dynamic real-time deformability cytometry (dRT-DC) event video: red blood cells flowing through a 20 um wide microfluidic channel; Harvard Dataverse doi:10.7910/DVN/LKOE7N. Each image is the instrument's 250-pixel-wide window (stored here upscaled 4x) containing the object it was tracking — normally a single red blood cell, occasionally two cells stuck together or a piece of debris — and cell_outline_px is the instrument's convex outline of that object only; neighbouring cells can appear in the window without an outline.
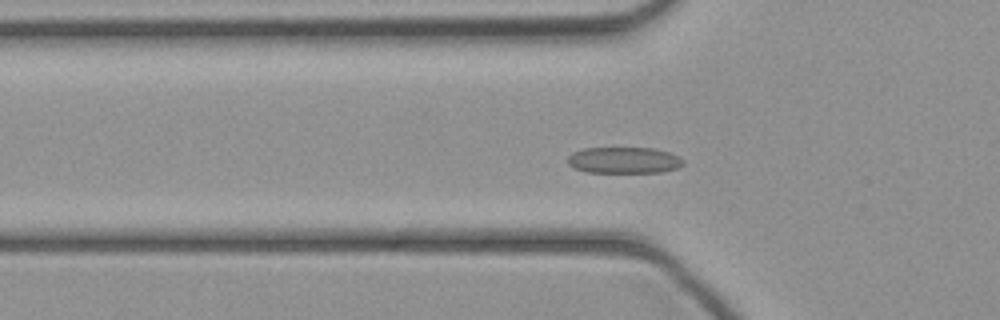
{"species": "common noctule bat (a hibernating species)", "species_latin": "Nyctalus noctula", "temperature_condition": "cold", "stored_images_in_passage": 44, "camera_frame_rate_fps": 3000, "um_per_image_px": 0.085, "animal": {"sex": "female", "body_mass_g": 21.9}, "frame": {"image": 1, "passage_image": 13, "time_ms": 4.0, "image_size_px": [1000, 320], "cell_outline_px": [[684, 164], [676, 168], [660, 172], [584, 172], [572, 168], [568, 164], [568, 156], [572, 152], [584, 148], [652, 148], [668, 152], [684, 160]], "centroid_in_image_um": [52.98, 13.62], "position_along_channel_um": 72.8, "area_um2": 17.69}}
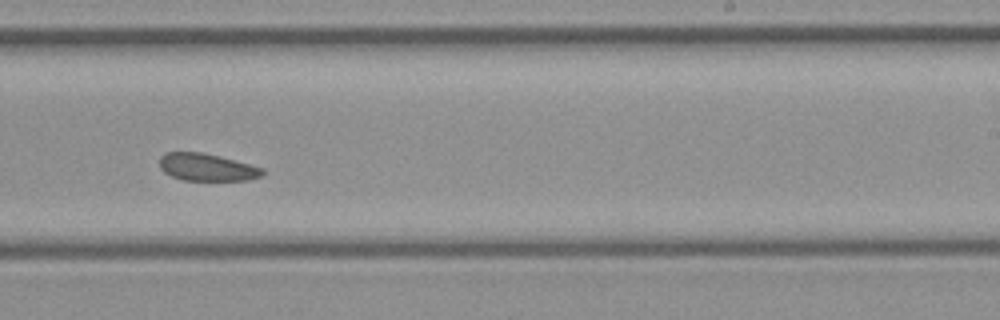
{"frame": {"image": 2, "passage_image": 26, "time_ms": 8.333, "image_size_px": [1000, 320], "cell_outline_px": [[264, 172], [260, 176], [248, 180], [184, 180], [172, 176], [164, 172], [160, 168], [160, 156], [164, 152], [200, 152], [220, 156], [264, 168]], "centroid_in_image_um": [17.57, 14.21], "position_along_channel_um": 271.4, "area_um2": 16.36}}
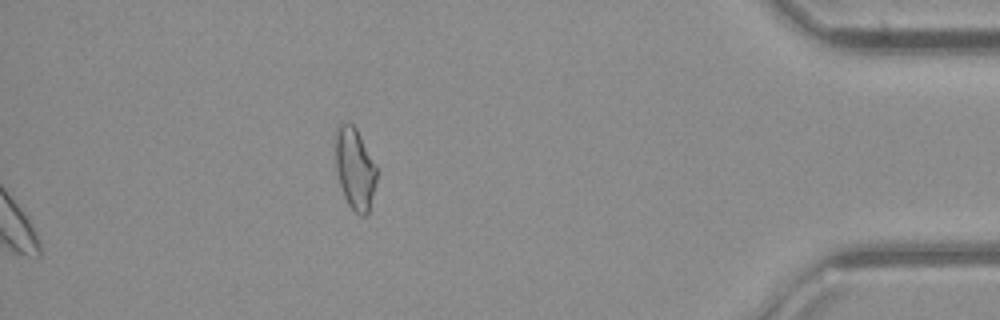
{"frame": {"image": 3, "passage_image": 44, "time_ms": 14.333, "image_size_px": [1000, 320], "cell_outline_px": [[376, 180], [368, 212], [364, 216], [360, 216], [348, 204], [344, 196], [336, 172], [336, 124], [344, 120], [352, 124], [356, 128], [376, 168]], "centroid_in_image_um": [30.13, 14.29], "position_along_channel_um": 405.1, "area_um2": 19.25}}